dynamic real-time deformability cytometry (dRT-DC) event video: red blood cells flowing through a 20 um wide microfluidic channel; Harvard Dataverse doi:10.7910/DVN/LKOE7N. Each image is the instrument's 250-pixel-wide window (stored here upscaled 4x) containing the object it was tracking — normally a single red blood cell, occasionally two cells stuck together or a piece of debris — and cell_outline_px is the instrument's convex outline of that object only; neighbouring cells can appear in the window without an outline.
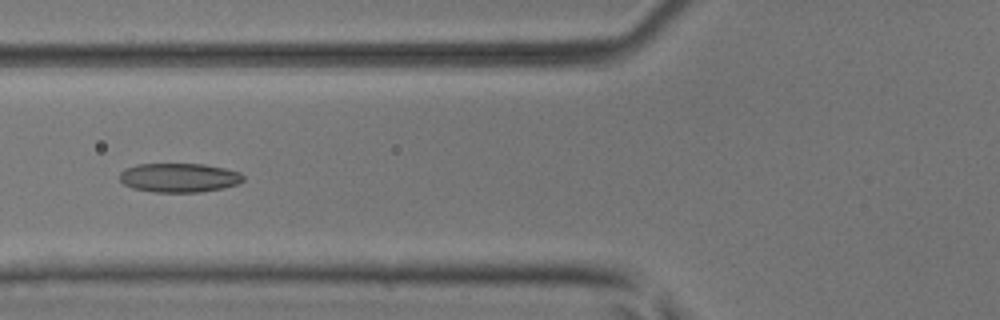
{"species": "common noctule bat (a hibernating species)", "species_latin": "Nyctalus noctula", "temperature_condition": "room temperature", "stored_images_in_passage": 5, "camera_frame_rate_fps": 3000, "um_per_image_px": 0.085, "animal": {"sex": "male", "body_mass_g": 17.9, "forearm_length_mm": 54.2}, "frame": {"image": 1, "passage_image": 4, "time_ms": 1.0, "image_size_px": [1000, 320], "cell_outline_px": [[244, 180], [236, 184], [224, 188], [200, 192], [156, 192], [132, 188], [124, 184], [120, 180], [120, 172], [124, 168], [136, 164], [204, 164], [224, 168], [240, 172], [244, 176]], "centroid_in_image_um": [15.22, 15.1], "position_along_channel_um": 110.6, "area_um2": 21.04}}
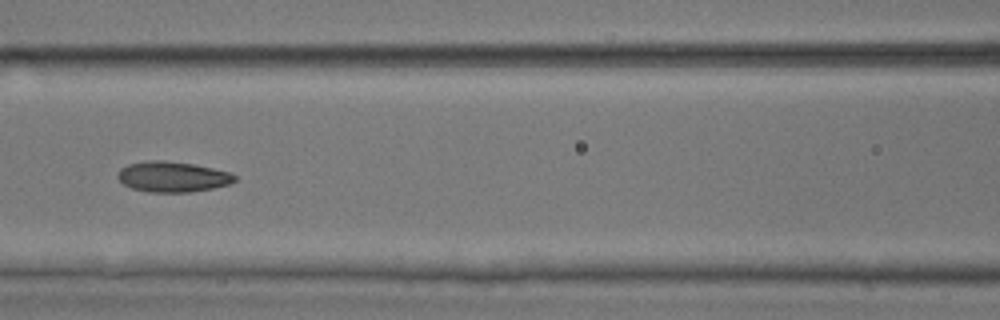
{"frame": {"image": 2, "passage_image": 5, "time_ms": 1.333, "image_size_px": [1000, 320], "cell_outline_px": [[236, 180], [228, 184], [212, 188], [188, 192], [148, 192], [132, 188], [124, 184], [116, 176], [120, 168], [128, 164], [152, 160], [164, 160], [192, 164], [212, 168], [228, 172], [236, 176]], "centroid_in_image_um": [14.63, 15.02], "position_along_channel_um": 152.0, "area_um2": 20.58}}